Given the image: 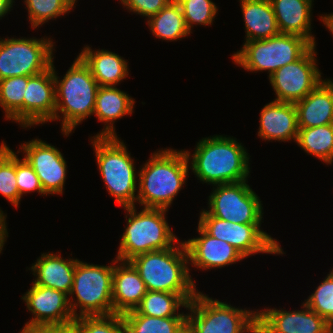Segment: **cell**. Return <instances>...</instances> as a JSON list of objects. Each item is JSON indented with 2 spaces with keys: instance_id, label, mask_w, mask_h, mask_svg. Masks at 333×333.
Masks as SVG:
<instances>
[{
  "instance_id": "cell-15",
  "label": "cell",
  "mask_w": 333,
  "mask_h": 333,
  "mask_svg": "<svg viewBox=\"0 0 333 333\" xmlns=\"http://www.w3.org/2000/svg\"><path fill=\"white\" fill-rule=\"evenodd\" d=\"M24 159L32 166L47 195L63 194L67 163L63 154L41 139H32L21 145Z\"/></svg>"
},
{
  "instance_id": "cell-24",
  "label": "cell",
  "mask_w": 333,
  "mask_h": 333,
  "mask_svg": "<svg viewBox=\"0 0 333 333\" xmlns=\"http://www.w3.org/2000/svg\"><path fill=\"white\" fill-rule=\"evenodd\" d=\"M281 34L299 35L316 45L311 32L313 0H270Z\"/></svg>"
},
{
  "instance_id": "cell-27",
  "label": "cell",
  "mask_w": 333,
  "mask_h": 333,
  "mask_svg": "<svg viewBox=\"0 0 333 333\" xmlns=\"http://www.w3.org/2000/svg\"><path fill=\"white\" fill-rule=\"evenodd\" d=\"M147 24L151 33L162 40L177 41L190 34L180 4L171 0L157 14L150 16Z\"/></svg>"
},
{
  "instance_id": "cell-34",
  "label": "cell",
  "mask_w": 333,
  "mask_h": 333,
  "mask_svg": "<svg viewBox=\"0 0 333 333\" xmlns=\"http://www.w3.org/2000/svg\"><path fill=\"white\" fill-rule=\"evenodd\" d=\"M182 9L187 29L192 31L194 24L212 25L218 7L212 0H176Z\"/></svg>"
},
{
  "instance_id": "cell-36",
  "label": "cell",
  "mask_w": 333,
  "mask_h": 333,
  "mask_svg": "<svg viewBox=\"0 0 333 333\" xmlns=\"http://www.w3.org/2000/svg\"><path fill=\"white\" fill-rule=\"evenodd\" d=\"M81 333H126L122 315L82 316L73 322Z\"/></svg>"
},
{
  "instance_id": "cell-12",
  "label": "cell",
  "mask_w": 333,
  "mask_h": 333,
  "mask_svg": "<svg viewBox=\"0 0 333 333\" xmlns=\"http://www.w3.org/2000/svg\"><path fill=\"white\" fill-rule=\"evenodd\" d=\"M247 182L214 185L206 211L233 223L262 224L263 204Z\"/></svg>"
},
{
  "instance_id": "cell-22",
  "label": "cell",
  "mask_w": 333,
  "mask_h": 333,
  "mask_svg": "<svg viewBox=\"0 0 333 333\" xmlns=\"http://www.w3.org/2000/svg\"><path fill=\"white\" fill-rule=\"evenodd\" d=\"M79 259H62L61 255L43 253L29 270L36 277L34 284L53 288L69 296L74 279L76 263Z\"/></svg>"
},
{
  "instance_id": "cell-2",
  "label": "cell",
  "mask_w": 333,
  "mask_h": 333,
  "mask_svg": "<svg viewBox=\"0 0 333 333\" xmlns=\"http://www.w3.org/2000/svg\"><path fill=\"white\" fill-rule=\"evenodd\" d=\"M189 164L184 150L165 148L152 153L137 174L136 202L143 208L168 210L186 183Z\"/></svg>"
},
{
  "instance_id": "cell-25",
  "label": "cell",
  "mask_w": 333,
  "mask_h": 333,
  "mask_svg": "<svg viewBox=\"0 0 333 333\" xmlns=\"http://www.w3.org/2000/svg\"><path fill=\"white\" fill-rule=\"evenodd\" d=\"M88 66L99 86H116L129 75L128 62L120 55L104 50H92L86 45L78 55Z\"/></svg>"
},
{
  "instance_id": "cell-42",
  "label": "cell",
  "mask_w": 333,
  "mask_h": 333,
  "mask_svg": "<svg viewBox=\"0 0 333 333\" xmlns=\"http://www.w3.org/2000/svg\"><path fill=\"white\" fill-rule=\"evenodd\" d=\"M320 18H321V21L326 26V28H328L329 31L331 32V34L333 35V13L325 14L323 16L321 15Z\"/></svg>"
},
{
  "instance_id": "cell-26",
  "label": "cell",
  "mask_w": 333,
  "mask_h": 333,
  "mask_svg": "<svg viewBox=\"0 0 333 333\" xmlns=\"http://www.w3.org/2000/svg\"><path fill=\"white\" fill-rule=\"evenodd\" d=\"M244 18L246 41L262 40L280 34L270 0H239Z\"/></svg>"
},
{
  "instance_id": "cell-35",
  "label": "cell",
  "mask_w": 333,
  "mask_h": 333,
  "mask_svg": "<svg viewBox=\"0 0 333 333\" xmlns=\"http://www.w3.org/2000/svg\"><path fill=\"white\" fill-rule=\"evenodd\" d=\"M304 303L333 327V270Z\"/></svg>"
},
{
  "instance_id": "cell-14",
  "label": "cell",
  "mask_w": 333,
  "mask_h": 333,
  "mask_svg": "<svg viewBox=\"0 0 333 333\" xmlns=\"http://www.w3.org/2000/svg\"><path fill=\"white\" fill-rule=\"evenodd\" d=\"M32 317L23 329H48L73 324L69 296L62 291L32 283L21 297Z\"/></svg>"
},
{
  "instance_id": "cell-7",
  "label": "cell",
  "mask_w": 333,
  "mask_h": 333,
  "mask_svg": "<svg viewBox=\"0 0 333 333\" xmlns=\"http://www.w3.org/2000/svg\"><path fill=\"white\" fill-rule=\"evenodd\" d=\"M186 310V324L194 333H257V310L233 307L199 291Z\"/></svg>"
},
{
  "instance_id": "cell-16",
  "label": "cell",
  "mask_w": 333,
  "mask_h": 333,
  "mask_svg": "<svg viewBox=\"0 0 333 333\" xmlns=\"http://www.w3.org/2000/svg\"><path fill=\"white\" fill-rule=\"evenodd\" d=\"M302 309L257 310V333H333V327L304 302Z\"/></svg>"
},
{
  "instance_id": "cell-20",
  "label": "cell",
  "mask_w": 333,
  "mask_h": 333,
  "mask_svg": "<svg viewBox=\"0 0 333 333\" xmlns=\"http://www.w3.org/2000/svg\"><path fill=\"white\" fill-rule=\"evenodd\" d=\"M258 136L263 140L292 141L298 137L297 110L294 103L271 101L260 111Z\"/></svg>"
},
{
  "instance_id": "cell-18",
  "label": "cell",
  "mask_w": 333,
  "mask_h": 333,
  "mask_svg": "<svg viewBox=\"0 0 333 333\" xmlns=\"http://www.w3.org/2000/svg\"><path fill=\"white\" fill-rule=\"evenodd\" d=\"M197 232L200 237L184 241L192 267L210 270L245 259L232 245L209 235L199 224Z\"/></svg>"
},
{
  "instance_id": "cell-28",
  "label": "cell",
  "mask_w": 333,
  "mask_h": 333,
  "mask_svg": "<svg viewBox=\"0 0 333 333\" xmlns=\"http://www.w3.org/2000/svg\"><path fill=\"white\" fill-rule=\"evenodd\" d=\"M181 306L187 308L188 303L179 294L147 290L139 306L125 314H143L160 318L187 317V313H180Z\"/></svg>"
},
{
  "instance_id": "cell-5",
  "label": "cell",
  "mask_w": 333,
  "mask_h": 333,
  "mask_svg": "<svg viewBox=\"0 0 333 333\" xmlns=\"http://www.w3.org/2000/svg\"><path fill=\"white\" fill-rule=\"evenodd\" d=\"M123 209L128 219L115 257L118 260L130 261L140 254L168 249L179 241L166 220L167 209L143 208L138 213L135 206Z\"/></svg>"
},
{
  "instance_id": "cell-6",
  "label": "cell",
  "mask_w": 333,
  "mask_h": 333,
  "mask_svg": "<svg viewBox=\"0 0 333 333\" xmlns=\"http://www.w3.org/2000/svg\"><path fill=\"white\" fill-rule=\"evenodd\" d=\"M90 140L109 195L122 207L136 206L137 172L125 143L118 136H93Z\"/></svg>"
},
{
  "instance_id": "cell-33",
  "label": "cell",
  "mask_w": 333,
  "mask_h": 333,
  "mask_svg": "<svg viewBox=\"0 0 333 333\" xmlns=\"http://www.w3.org/2000/svg\"><path fill=\"white\" fill-rule=\"evenodd\" d=\"M16 181V153L3 140L0 145V194L18 208L21 196Z\"/></svg>"
},
{
  "instance_id": "cell-17",
  "label": "cell",
  "mask_w": 333,
  "mask_h": 333,
  "mask_svg": "<svg viewBox=\"0 0 333 333\" xmlns=\"http://www.w3.org/2000/svg\"><path fill=\"white\" fill-rule=\"evenodd\" d=\"M23 99V127L45 124L56 108L53 62L49 69L29 76Z\"/></svg>"
},
{
  "instance_id": "cell-29",
  "label": "cell",
  "mask_w": 333,
  "mask_h": 333,
  "mask_svg": "<svg viewBox=\"0 0 333 333\" xmlns=\"http://www.w3.org/2000/svg\"><path fill=\"white\" fill-rule=\"evenodd\" d=\"M296 143L326 164L333 163V124L299 129Z\"/></svg>"
},
{
  "instance_id": "cell-37",
  "label": "cell",
  "mask_w": 333,
  "mask_h": 333,
  "mask_svg": "<svg viewBox=\"0 0 333 333\" xmlns=\"http://www.w3.org/2000/svg\"><path fill=\"white\" fill-rule=\"evenodd\" d=\"M16 179L19 194L22 197L23 194L30 192H38L39 194L47 195L39 181L38 176L33 170L32 166L23 158L19 159L16 154Z\"/></svg>"
},
{
  "instance_id": "cell-21",
  "label": "cell",
  "mask_w": 333,
  "mask_h": 333,
  "mask_svg": "<svg viewBox=\"0 0 333 333\" xmlns=\"http://www.w3.org/2000/svg\"><path fill=\"white\" fill-rule=\"evenodd\" d=\"M294 104L299 129L333 124V80L323 79L309 94Z\"/></svg>"
},
{
  "instance_id": "cell-41",
  "label": "cell",
  "mask_w": 333,
  "mask_h": 333,
  "mask_svg": "<svg viewBox=\"0 0 333 333\" xmlns=\"http://www.w3.org/2000/svg\"><path fill=\"white\" fill-rule=\"evenodd\" d=\"M14 2V0H0V19L11 11Z\"/></svg>"
},
{
  "instance_id": "cell-23",
  "label": "cell",
  "mask_w": 333,
  "mask_h": 333,
  "mask_svg": "<svg viewBox=\"0 0 333 333\" xmlns=\"http://www.w3.org/2000/svg\"><path fill=\"white\" fill-rule=\"evenodd\" d=\"M134 104L135 100L116 86H99L93 115L98 121L105 123V127L95 136H117L113 124L117 119L131 115Z\"/></svg>"
},
{
  "instance_id": "cell-31",
  "label": "cell",
  "mask_w": 333,
  "mask_h": 333,
  "mask_svg": "<svg viewBox=\"0 0 333 333\" xmlns=\"http://www.w3.org/2000/svg\"><path fill=\"white\" fill-rule=\"evenodd\" d=\"M187 317H152L143 314H123L126 333H177Z\"/></svg>"
},
{
  "instance_id": "cell-19",
  "label": "cell",
  "mask_w": 333,
  "mask_h": 333,
  "mask_svg": "<svg viewBox=\"0 0 333 333\" xmlns=\"http://www.w3.org/2000/svg\"><path fill=\"white\" fill-rule=\"evenodd\" d=\"M112 262L114 264L112 278L113 314L123 315L139 306L147 289L138 270L130 261H121L116 258ZM116 263L120 265L115 266Z\"/></svg>"
},
{
  "instance_id": "cell-1",
  "label": "cell",
  "mask_w": 333,
  "mask_h": 333,
  "mask_svg": "<svg viewBox=\"0 0 333 333\" xmlns=\"http://www.w3.org/2000/svg\"><path fill=\"white\" fill-rule=\"evenodd\" d=\"M190 169L203 183L218 185L247 180L249 155L235 138L214 135L202 138L191 155L185 150ZM191 156V157H190Z\"/></svg>"
},
{
  "instance_id": "cell-43",
  "label": "cell",
  "mask_w": 333,
  "mask_h": 333,
  "mask_svg": "<svg viewBox=\"0 0 333 333\" xmlns=\"http://www.w3.org/2000/svg\"><path fill=\"white\" fill-rule=\"evenodd\" d=\"M177 333H194V332L187 324H185Z\"/></svg>"
},
{
  "instance_id": "cell-11",
  "label": "cell",
  "mask_w": 333,
  "mask_h": 333,
  "mask_svg": "<svg viewBox=\"0 0 333 333\" xmlns=\"http://www.w3.org/2000/svg\"><path fill=\"white\" fill-rule=\"evenodd\" d=\"M198 224L211 236L232 245L244 258L267 253L285 254L279 242L260 229L261 224H239L210 215L202 209Z\"/></svg>"
},
{
  "instance_id": "cell-39",
  "label": "cell",
  "mask_w": 333,
  "mask_h": 333,
  "mask_svg": "<svg viewBox=\"0 0 333 333\" xmlns=\"http://www.w3.org/2000/svg\"><path fill=\"white\" fill-rule=\"evenodd\" d=\"M6 218L7 215L0 209V253H2L6 238L8 237Z\"/></svg>"
},
{
  "instance_id": "cell-10",
  "label": "cell",
  "mask_w": 333,
  "mask_h": 333,
  "mask_svg": "<svg viewBox=\"0 0 333 333\" xmlns=\"http://www.w3.org/2000/svg\"><path fill=\"white\" fill-rule=\"evenodd\" d=\"M42 38H0V80L49 69L54 62L55 42Z\"/></svg>"
},
{
  "instance_id": "cell-8",
  "label": "cell",
  "mask_w": 333,
  "mask_h": 333,
  "mask_svg": "<svg viewBox=\"0 0 333 333\" xmlns=\"http://www.w3.org/2000/svg\"><path fill=\"white\" fill-rule=\"evenodd\" d=\"M113 271L114 265L101 266L78 260L69 294L72 297L69 299V305L75 318L113 314Z\"/></svg>"
},
{
  "instance_id": "cell-4",
  "label": "cell",
  "mask_w": 333,
  "mask_h": 333,
  "mask_svg": "<svg viewBox=\"0 0 333 333\" xmlns=\"http://www.w3.org/2000/svg\"><path fill=\"white\" fill-rule=\"evenodd\" d=\"M70 66L60 80L53 64L56 108L54 118L50 122L60 120L62 134L66 137L78 124L93 115L99 88L90 69L79 56ZM59 114H62L61 117Z\"/></svg>"
},
{
  "instance_id": "cell-13",
  "label": "cell",
  "mask_w": 333,
  "mask_h": 333,
  "mask_svg": "<svg viewBox=\"0 0 333 333\" xmlns=\"http://www.w3.org/2000/svg\"><path fill=\"white\" fill-rule=\"evenodd\" d=\"M315 50L316 45H313L300 59L281 67L268 77L276 95L274 101L295 103L323 81Z\"/></svg>"
},
{
  "instance_id": "cell-30",
  "label": "cell",
  "mask_w": 333,
  "mask_h": 333,
  "mask_svg": "<svg viewBox=\"0 0 333 333\" xmlns=\"http://www.w3.org/2000/svg\"><path fill=\"white\" fill-rule=\"evenodd\" d=\"M29 76H16L0 80V107L6 120L23 127V99Z\"/></svg>"
},
{
  "instance_id": "cell-3",
  "label": "cell",
  "mask_w": 333,
  "mask_h": 333,
  "mask_svg": "<svg viewBox=\"0 0 333 333\" xmlns=\"http://www.w3.org/2000/svg\"><path fill=\"white\" fill-rule=\"evenodd\" d=\"M130 262L138 270L149 291L176 293L187 303L198 292L189 274V257L183 241H178L176 246L168 249L140 254Z\"/></svg>"
},
{
  "instance_id": "cell-38",
  "label": "cell",
  "mask_w": 333,
  "mask_h": 333,
  "mask_svg": "<svg viewBox=\"0 0 333 333\" xmlns=\"http://www.w3.org/2000/svg\"><path fill=\"white\" fill-rule=\"evenodd\" d=\"M171 0H120L121 4L129 12L142 15L145 18L157 14Z\"/></svg>"
},
{
  "instance_id": "cell-9",
  "label": "cell",
  "mask_w": 333,
  "mask_h": 333,
  "mask_svg": "<svg viewBox=\"0 0 333 333\" xmlns=\"http://www.w3.org/2000/svg\"><path fill=\"white\" fill-rule=\"evenodd\" d=\"M313 45L293 34H279L262 40L248 41L232 55L235 64L255 72L267 71L269 76L281 67L300 59Z\"/></svg>"
},
{
  "instance_id": "cell-40",
  "label": "cell",
  "mask_w": 333,
  "mask_h": 333,
  "mask_svg": "<svg viewBox=\"0 0 333 333\" xmlns=\"http://www.w3.org/2000/svg\"><path fill=\"white\" fill-rule=\"evenodd\" d=\"M53 333H81L79 328L73 323L66 326L53 327Z\"/></svg>"
},
{
  "instance_id": "cell-32",
  "label": "cell",
  "mask_w": 333,
  "mask_h": 333,
  "mask_svg": "<svg viewBox=\"0 0 333 333\" xmlns=\"http://www.w3.org/2000/svg\"><path fill=\"white\" fill-rule=\"evenodd\" d=\"M76 2L77 0H24L33 30L49 20L70 13Z\"/></svg>"
}]
</instances>
